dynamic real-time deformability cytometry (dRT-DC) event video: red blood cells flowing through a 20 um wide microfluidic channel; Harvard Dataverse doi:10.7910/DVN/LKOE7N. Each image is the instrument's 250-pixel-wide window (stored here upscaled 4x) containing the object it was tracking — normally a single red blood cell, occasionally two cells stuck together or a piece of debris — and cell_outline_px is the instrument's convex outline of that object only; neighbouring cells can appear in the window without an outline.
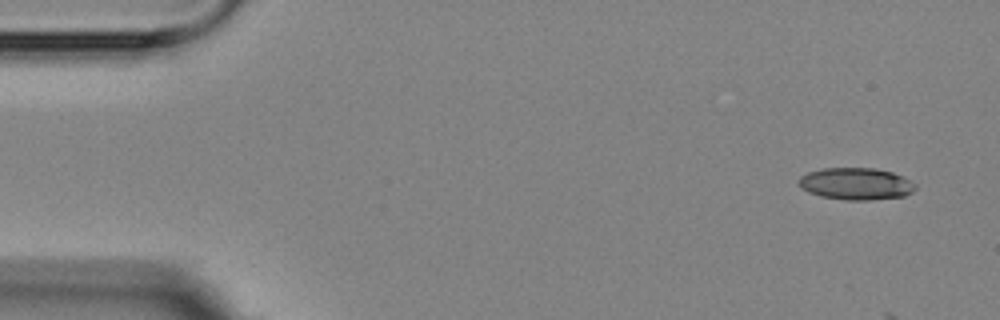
{"species": "Egyptian fruit bat (a non-hibernating species)", "species_latin": "Rousettus aegyptiacus", "temperature_condition": "room temperature", "stored_images_in_passage": 7, "camera_frame_rate_fps": 3000, "um_per_image_px": 0.085, "animal": {"sex": "female"}, "frame": {"image": 1, "passage_image": 1, "time_ms": 0.0, "image_size_px": [1000, 320], "cell_outline_px": [[916, 188], [912, 192], [904, 196], [872, 200], [848, 200], [820, 196], [808, 192], [800, 188], [800, 176], [808, 172], [824, 168], [872, 168], [892, 172], [916, 184]], "centroid_in_image_um": [72.75, 15.63], "position_along_channel_um": 12.3, "area_um2": 21.62}}
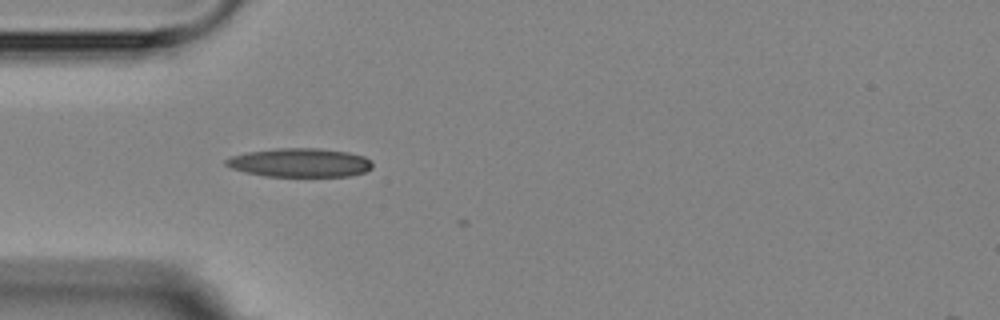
{"frame": {"image": 2, "passage_image": 5, "time_ms": 4.333, "image_size_px": [1000, 320], "cell_outline_px": [[372, 168], [364, 172], [348, 176], [264, 176], [244, 172], [232, 168], [224, 164], [224, 160], [232, 156], [248, 152], [276, 148], [320, 148], [348, 152], [364, 156], [372, 160]], "centroid_in_image_um": [25.49, 13.82], "position_along_channel_um": 59.5, "area_um2": 24.62}}
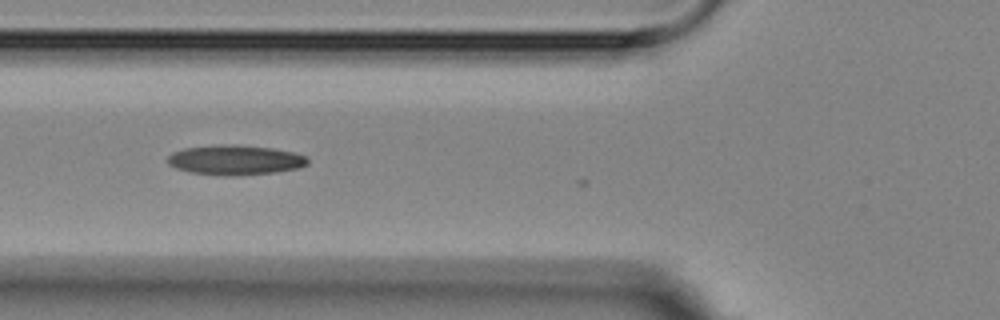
{"frame": {"image": 3, "passage_image": 6, "time_ms": 5.667, "image_size_px": [1000, 320], "cell_outline_px": [[308, 164], [300, 168], [272, 172], [236, 176], [224, 176], [192, 172], [176, 168], [168, 164], [168, 156], [172, 152], [184, 148], [224, 144], [236, 144], [272, 148], [292, 152], [304, 156], [308, 160]], "centroid_in_image_um": [19.97, 13.6], "position_along_channel_um": 105.8, "area_um2": 24.28}}